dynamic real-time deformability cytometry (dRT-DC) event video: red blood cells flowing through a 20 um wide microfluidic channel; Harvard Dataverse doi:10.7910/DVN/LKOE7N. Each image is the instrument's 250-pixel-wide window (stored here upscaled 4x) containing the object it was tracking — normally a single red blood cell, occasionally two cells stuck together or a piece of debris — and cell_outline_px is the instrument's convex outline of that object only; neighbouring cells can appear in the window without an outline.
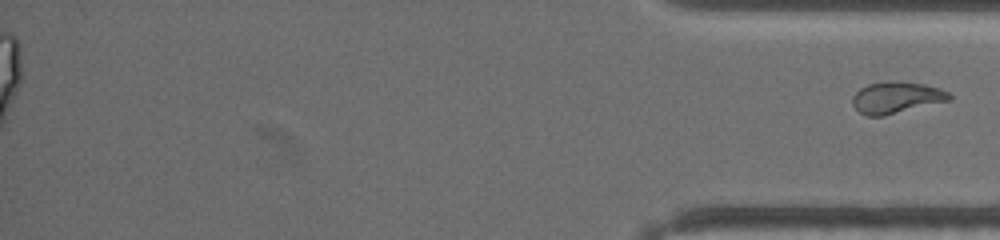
{"species": "common noctule bat (a hibernating species)", "species_latin": "Nyctalus noctula", "temperature_condition": "warm", "stored_images_in_passage": 43, "segment_of_instrument_passage": [2, 2], "camera_frame_rate_fps": 3000, "um_per_image_px": 0.085, "animal": {"sex": "female", "body_mass_g": 19.5, "forearm_length_mm": 54.1}, "frame": {"image": 1, "passage_image": 43, "time_ms": 17.667, "image_size_px": [1000, 240], "cell_outline_px": [[952, 100], [884, 116], [868, 116], [860, 112], [852, 104], [852, 96], [860, 88], [868, 84], [892, 80], [900, 80], [924, 84], [940, 88], [948, 92], [952, 96]], "centroid_in_image_um": [76.21, 8.28], "position_along_channel_um": 359.0, "area_um2": 18.09}}